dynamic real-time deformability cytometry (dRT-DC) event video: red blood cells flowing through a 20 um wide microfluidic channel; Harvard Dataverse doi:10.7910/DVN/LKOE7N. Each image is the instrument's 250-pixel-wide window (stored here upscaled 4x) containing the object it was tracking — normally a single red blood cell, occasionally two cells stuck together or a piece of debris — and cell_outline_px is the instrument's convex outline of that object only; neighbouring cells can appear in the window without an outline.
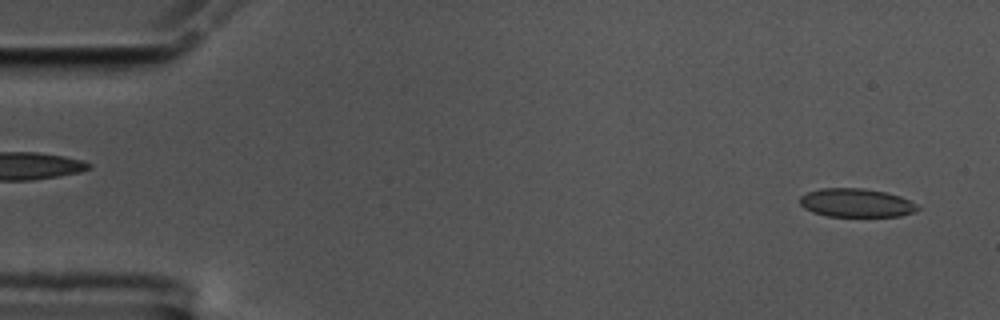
{"species": "common noctule bat (a hibernating species)", "species_latin": "Nyctalus noctula", "temperature_condition": "cold", "stored_images_in_passage": 55, "camera_frame_rate_fps": 3000, "um_per_image_px": 0.085, "animal": {"sex": "male", "body_mass_g": 17.5, "forearm_length_mm": 52.3}, "frame": {"image": 1, "passage_image": 2, "time_ms": 0.333, "image_size_px": [1000, 320], "cell_outline_px": [[920, 208], [912, 212], [900, 216], [828, 216], [812, 212], [804, 208], [800, 204], [800, 196], [808, 192], [820, 188], [864, 188], [884, 192], [900, 196], [916, 204]], "centroid_in_image_um": [72.75, 17.24], "position_along_channel_um": 12.3, "area_um2": 19.48}}
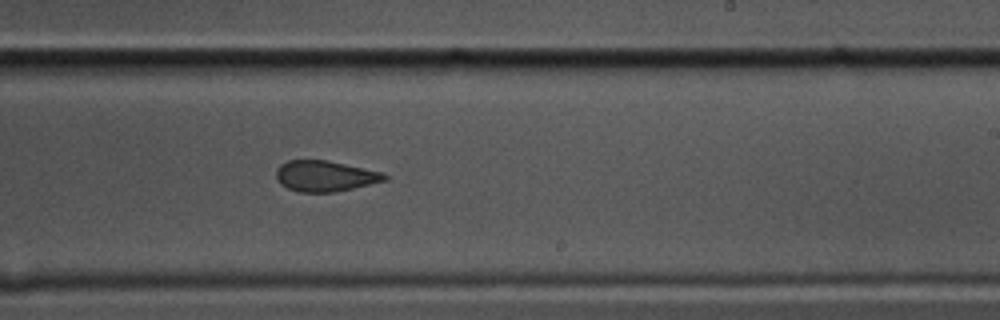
{"frame": {"image": 2, "passage_image": 33, "time_ms": 10.667, "image_size_px": [1000, 320], "cell_outline_px": [[388, 180], [336, 192], [300, 192], [288, 188], [280, 184], [276, 176], [276, 168], [280, 164], [288, 160], [328, 160], [384, 172], [388, 176]], "centroid_in_image_um": [27.65, 14.96], "position_along_channel_um": 261.4, "area_um2": 19.65}}
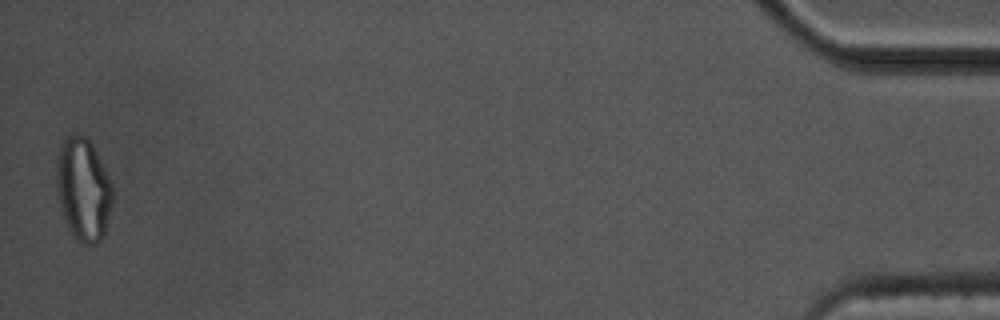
{"frame": {"image": 3, "passage_image": 55, "time_ms": 18.0, "image_size_px": [1000, 320], "cell_outline_px": [[112, 200], [104, 236], [96, 244], [84, 244], [72, 236], [68, 228], [60, 204], [56, 184], [56, 156], [60, 144], [68, 136], [84, 136], [92, 144], [112, 184]], "centroid_in_image_um": [7.06, 16.11], "position_along_channel_um": 428.1, "area_um2": 33.29}, "authors_computed_cell_mechanics": {"area_um2": 20.4612, "velocity_mm_per_s": 3.5345, "shape_relaxation_time_tau1_ms": null, "shape_relaxation_time_tau2_ms": 2.292, "deformation_change_tau1": null, "deformation_change_tau2": 0.0884}}